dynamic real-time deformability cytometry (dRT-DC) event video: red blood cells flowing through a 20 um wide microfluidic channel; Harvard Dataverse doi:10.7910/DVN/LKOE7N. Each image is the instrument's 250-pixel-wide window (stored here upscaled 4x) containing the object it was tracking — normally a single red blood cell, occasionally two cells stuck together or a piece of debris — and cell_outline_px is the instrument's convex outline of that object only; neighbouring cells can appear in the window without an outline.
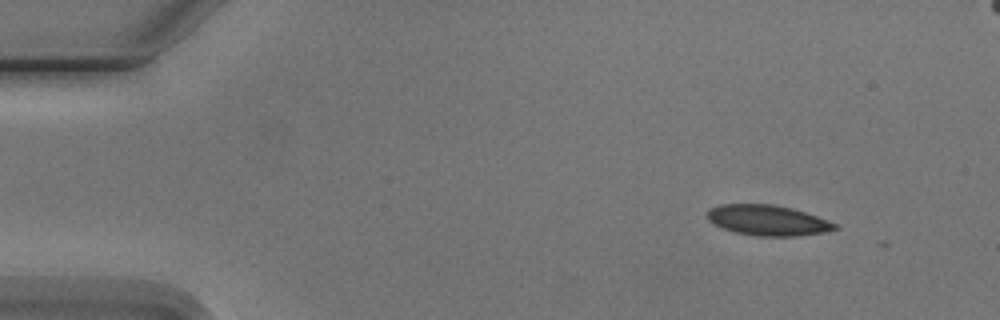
{"species": "Egyptian fruit bat (a non-hibernating species)", "species_latin": "Rousettus aegyptiacus", "temperature_condition": "cold", "stored_images_in_passage": 5, "camera_frame_rate_fps": 3000, "um_per_image_px": 0.085, "animal": {"sex": "male"}, "frame": {"image": 1, "passage_image": 1, "time_ms": 0.0, "image_size_px": [1000, 320], "cell_outline_px": [[840, 228], [820, 232], [796, 236], [756, 236], [736, 232], [724, 228], [708, 220], [708, 208], [720, 204], [772, 204], [792, 208], [840, 224]], "centroid_in_image_um": [65.27, 18.71], "position_along_channel_um": 19.7, "area_um2": 22.48}}